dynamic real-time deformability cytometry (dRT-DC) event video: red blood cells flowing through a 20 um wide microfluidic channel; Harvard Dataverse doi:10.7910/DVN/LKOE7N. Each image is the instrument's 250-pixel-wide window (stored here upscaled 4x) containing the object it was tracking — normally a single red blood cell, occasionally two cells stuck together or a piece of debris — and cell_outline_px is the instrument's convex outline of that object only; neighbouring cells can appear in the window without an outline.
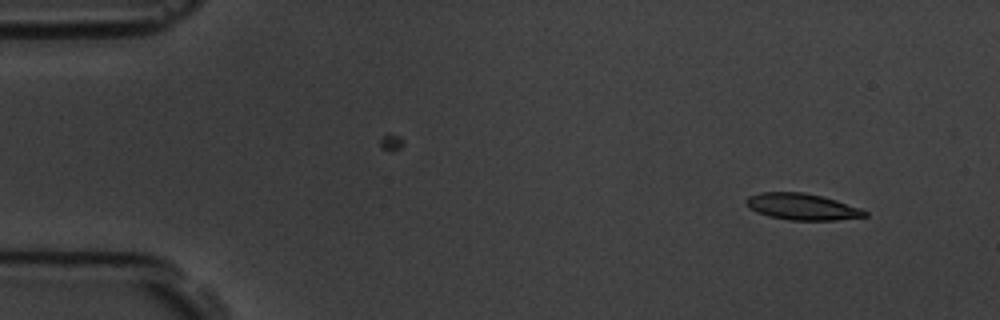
{"species": "common noctule bat (a hibernating species)", "species_latin": "Nyctalus noctula", "temperature_condition": "room temperature", "stored_images_in_passage": 4, "camera_frame_rate_fps": 3000, "um_per_image_px": 0.085, "animal": {"sex": "male", "body_mass_g": 19.5, "forearm_length_mm": 54.6}, "frame": {"image": 1, "passage_image": 1, "time_ms": 0.0, "image_size_px": [1000, 320], "cell_outline_px": [[868, 216], [836, 220], [792, 220], [768, 216], [744, 204], [744, 200], [748, 196], [760, 192], [804, 192], [836, 200], [860, 208], [868, 212]], "centroid_in_image_um": [68.18, 17.56], "position_along_channel_um": 16.8, "area_um2": 18.15}}
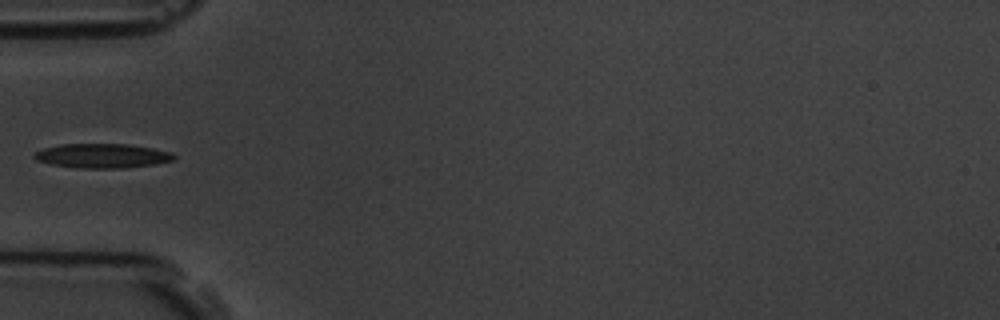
{"frame": {"image": 2, "passage_image": 4, "time_ms": 4.333, "image_size_px": [1000, 320], "cell_outline_px": [[176, 156], [172, 160], [156, 164], [124, 168], [76, 168], [52, 164], [36, 160], [32, 156], [36, 152], [44, 148], [60, 144], [128, 144], [152, 148], [172, 152]], "centroid_in_image_um": [8.69, 13.24], "position_along_channel_um": 76.3, "area_um2": 19.83}}